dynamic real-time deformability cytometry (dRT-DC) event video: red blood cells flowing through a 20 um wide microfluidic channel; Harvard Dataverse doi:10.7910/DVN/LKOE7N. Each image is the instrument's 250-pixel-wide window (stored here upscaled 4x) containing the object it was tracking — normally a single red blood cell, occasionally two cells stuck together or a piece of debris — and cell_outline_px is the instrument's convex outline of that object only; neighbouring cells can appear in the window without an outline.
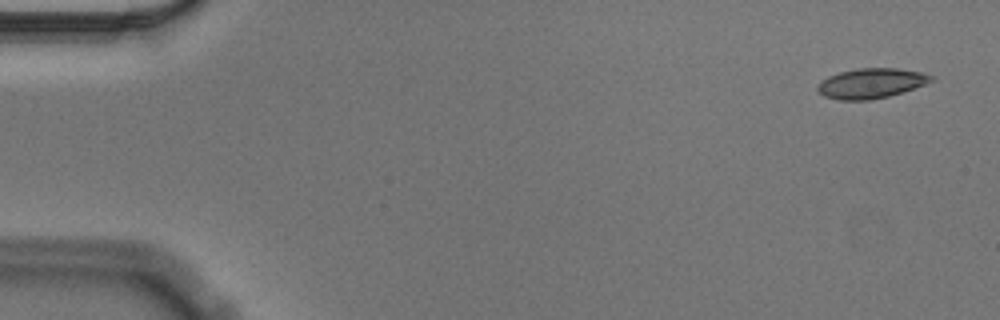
{"species": "Egyptian fruit bat (a non-hibernating species)", "species_latin": "Rousettus aegyptiacus", "temperature_condition": "cold", "stored_images_in_passage": 58, "camera_frame_rate_fps": 3000, "um_per_image_px": 0.085, "animal": {"sex": "male"}, "frame": {"image": 1, "passage_image": 3, "time_ms": 0.667, "image_size_px": [1000, 320], "cell_outline_px": [[936, 80], [888, 96], [868, 100], [840, 100], [824, 96], [816, 88], [828, 76], [840, 72], [856, 68], [896, 68], [920, 72], [932, 76]], "centroid_in_image_um": [74.04, 7.07], "position_along_channel_um": 11.0, "area_um2": 19.48}}
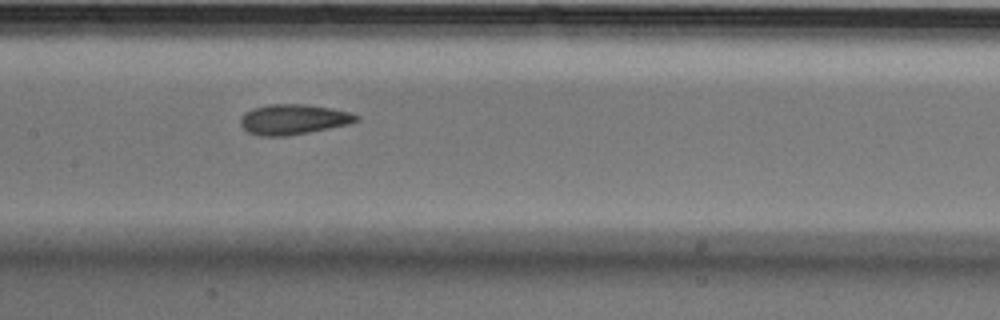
{"frame": {"image": 2, "passage_image": 28, "time_ms": 9.0, "image_size_px": [1000, 320], "cell_outline_px": [[360, 120], [348, 124], [288, 136], [260, 136], [248, 132], [240, 124], [240, 116], [244, 112], [252, 108], [268, 104], [304, 104], [328, 108], [348, 112], [360, 116]], "centroid_in_image_um": [24.88, 10.14], "position_along_channel_um": 182.5, "area_um2": 20.35}}
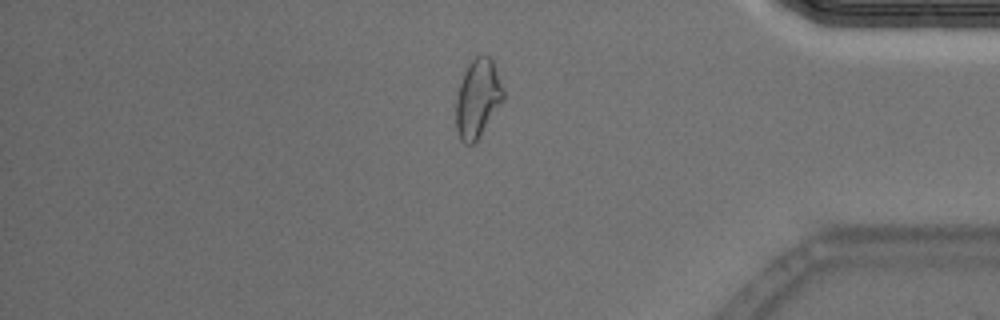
{"frame": {"image": 3, "passage_image": 48, "time_ms": 15.667, "image_size_px": [1000, 320], "cell_outline_px": [[504, 100], [476, 144], [464, 144], [460, 140], [456, 132], [456, 96], [464, 72], [468, 64], [476, 56], [488, 56], [492, 60], [496, 68], [504, 88]], "centroid_in_image_um": [40.61, 8.42], "position_along_channel_um": 394.6, "area_um2": 22.02}}